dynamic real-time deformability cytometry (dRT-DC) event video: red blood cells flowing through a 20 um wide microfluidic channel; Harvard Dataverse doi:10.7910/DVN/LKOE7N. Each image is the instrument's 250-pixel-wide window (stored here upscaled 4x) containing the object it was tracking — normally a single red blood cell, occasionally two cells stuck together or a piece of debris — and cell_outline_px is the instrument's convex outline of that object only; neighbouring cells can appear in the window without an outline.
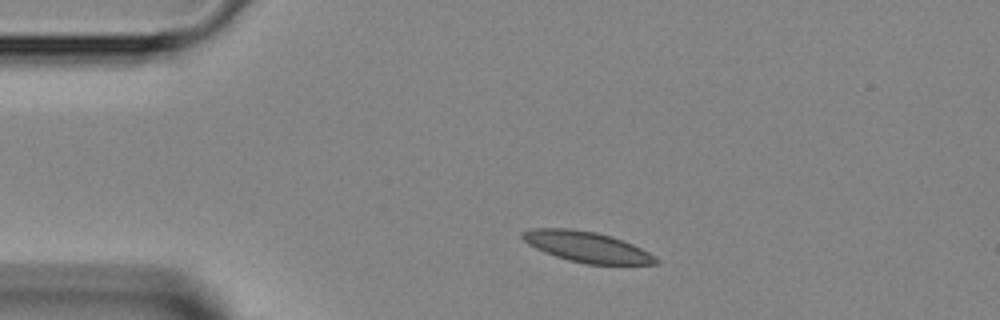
{"species": "Egyptian fruit bat (a non-hibernating species)", "species_latin": "Rousettus aegyptiacus", "temperature_condition": "room temperature", "stored_images_in_passage": 38, "camera_frame_rate_fps": 3000, "um_per_image_px": 0.085, "animal": {"sex": "female"}, "frame": {"image": 1, "passage_image": 1, "time_ms": 0.0, "image_size_px": [1000, 320], "cell_outline_px": [[660, 264], [588, 264], [568, 260], [544, 252], [528, 244], [520, 236], [520, 232], [532, 228], [568, 228], [596, 232], [612, 236], [632, 244], [648, 252], [660, 260]], "centroid_in_image_um": [49.86, 20.97], "position_along_channel_um": 35.1, "area_um2": 23.76}}
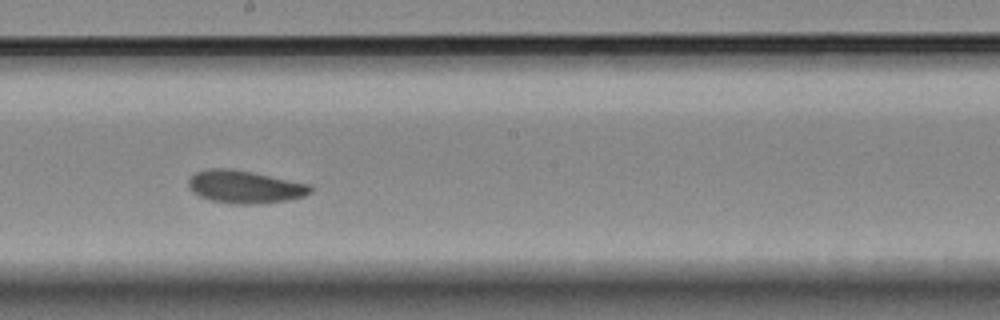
{"frame": {"image": 2, "passage_image": 17, "time_ms": 5.333, "image_size_px": [1000, 320], "cell_outline_px": [[312, 192], [304, 196], [288, 200], [252, 204], [236, 204], [208, 200], [192, 192], [188, 188], [188, 180], [196, 172], [208, 168], [228, 168], [252, 172], [312, 184]], "centroid_in_image_um": [20.81, 15.88], "position_along_channel_um": 227.4, "area_um2": 23.41}}
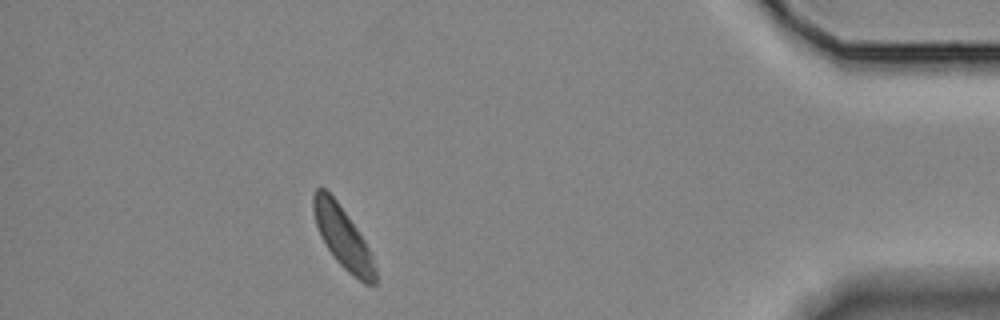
{"frame": {"image": 3, "passage_image": 33, "time_ms": 10.667, "image_size_px": [1000, 320], "cell_outline_px": [[376, 284], [364, 284], [348, 272], [336, 260], [320, 236], [316, 224], [312, 208], [312, 196], [316, 188], [324, 188], [336, 200], [356, 228], [364, 240], [368, 248], [376, 268]], "centroid_in_image_um": [29.12, 20.19], "position_along_channel_um": 406.1, "area_um2": 21.73}}